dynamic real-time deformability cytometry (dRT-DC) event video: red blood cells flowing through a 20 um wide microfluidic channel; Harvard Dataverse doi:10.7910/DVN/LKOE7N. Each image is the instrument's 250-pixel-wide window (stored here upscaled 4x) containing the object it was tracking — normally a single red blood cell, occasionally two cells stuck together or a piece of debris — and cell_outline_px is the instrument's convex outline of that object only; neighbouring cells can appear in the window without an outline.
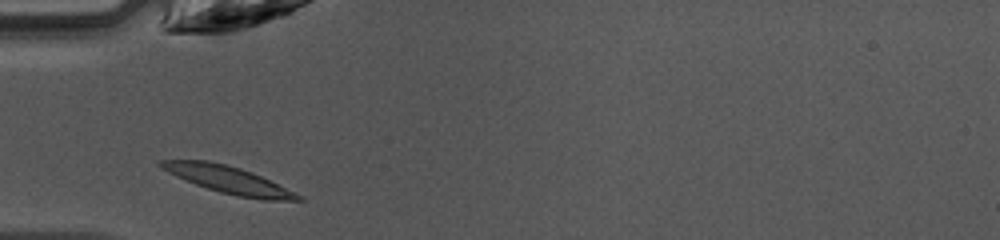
{"species": "common noctule bat (a hibernating species)", "species_latin": "Nyctalus noctula", "temperature_condition": "warm", "stored_images_in_passage": 27, "camera_frame_rate_fps": 3000, "um_per_image_px": 0.085, "animal": {"sex": "female", "body_mass_g": 10.0, "forearm_length_mm": 53.1}, "frame": {"image": 1, "passage_image": 1, "time_ms": 0.0, "image_size_px": [1000, 240], "cell_outline_px": [[304, 200], [260, 200], [236, 196], [220, 192], [196, 184], [176, 176], [160, 168], [160, 160], [208, 160], [240, 168], [252, 172], [304, 196]], "centroid_in_image_um": [19.45, 15.29], "position_along_channel_um": 65.6, "area_um2": 21.56}}
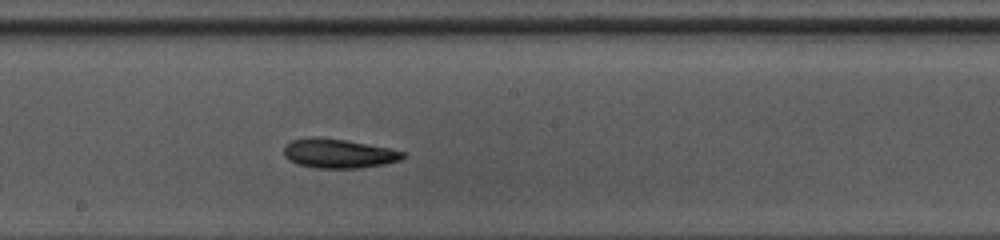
{"frame": {"image": 2, "passage_image": 12, "time_ms": 3.667, "image_size_px": [1000, 240], "cell_outline_px": [[408, 156], [400, 160], [384, 164], [356, 168], [316, 168], [296, 164], [288, 160], [284, 156], [284, 148], [292, 140], [344, 140], [388, 148], [404, 152]], "centroid_in_image_um": [28.83, 13.1], "position_along_channel_um": 219.4, "area_um2": 19.42}}
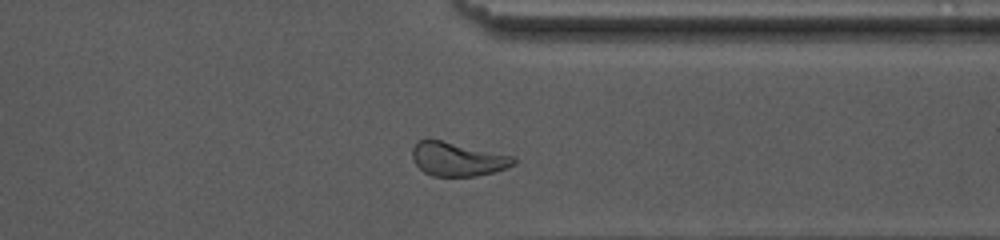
{"frame": {"image": 3, "passage_image": 23, "time_ms": 7.333, "image_size_px": [1000, 240], "cell_outline_px": [[516, 164], [496, 172], [476, 176], [432, 176], [424, 172], [412, 160], [412, 148], [420, 140], [440, 140], [516, 156]], "centroid_in_image_um": [38.94, 13.54], "position_along_channel_um": 372.5, "area_um2": 20.0}, "authors_computed_cell_mechanics": {"area_um2": 19.7676, "velocity_mm_per_s": 4.2138, "shape_relaxation_time_tau1_ms": 6.1062, "shape_relaxation_time_tau2_ms": null, "deformation_change_tau1": 0.1761, "deformation_change_tau2": null}}